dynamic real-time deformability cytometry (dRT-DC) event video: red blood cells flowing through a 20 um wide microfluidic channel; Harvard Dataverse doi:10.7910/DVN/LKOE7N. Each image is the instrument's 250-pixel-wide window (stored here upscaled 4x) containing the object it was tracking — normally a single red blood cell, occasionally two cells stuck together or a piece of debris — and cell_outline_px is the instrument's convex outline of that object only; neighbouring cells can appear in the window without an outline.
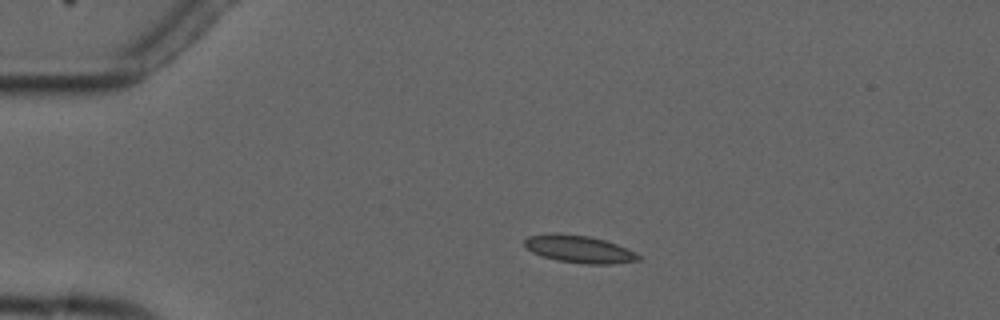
{"species": "common noctule bat (a hibernating species)", "species_latin": "Nyctalus noctula", "temperature_condition": "cold", "stored_images_in_passage": 5, "camera_frame_rate_fps": 3000, "um_per_image_px": 0.085, "animal": {"sex": "male", "forearm_length_mm": 52.5}, "frame": {"image": 1, "passage_image": 3, "time_ms": 2.667, "image_size_px": [1000, 320], "cell_outline_px": [[640, 260], [612, 264], [588, 264], [556, 260], [540, 256], [532, 252], [524, 244], [524, 240], [528, 236], [552, 232], [588, 236], [604, 240], [616, 244], [640, 256]], "centroid_in_image_um": [49.16, 21.17], "position_along_channel_um": 35.8, "area_um2": 18.03}}